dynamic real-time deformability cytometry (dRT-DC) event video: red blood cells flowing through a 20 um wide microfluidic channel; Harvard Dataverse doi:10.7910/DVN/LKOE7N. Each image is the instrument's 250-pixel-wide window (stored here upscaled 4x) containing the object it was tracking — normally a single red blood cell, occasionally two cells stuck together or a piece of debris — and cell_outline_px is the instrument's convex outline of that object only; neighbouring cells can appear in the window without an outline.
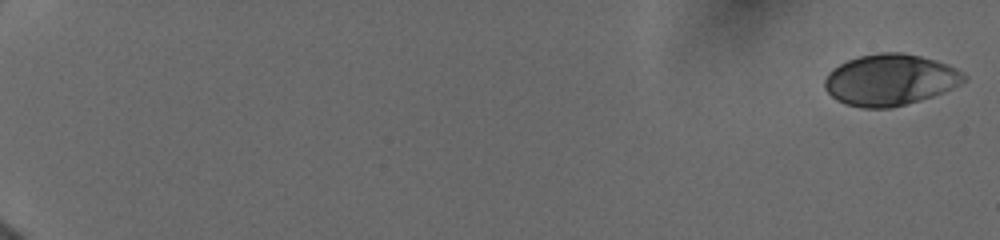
{"species": "human", "species_latin": "Homo sapiens", "temperature_condition": "cold", "stored_images_in_passage": 16, "camera_frame_rate_fps": 3000, "um_per_image_px": 0.085, "donor": {"sex": "female"}, "frame": {"image": 1, "passage_image": 1, "time_ms": 0.0, "image_size_px": [1000, 240], "cell_outline_px": [[968, 80], [952, 88], [932, 96], [920, 100], [892, 108], [860, 108], [844, 104], [836, 100], [824, 88], [824, 80], [828, 72], [832, 68], [848, 60], [860, 56], [880, 52], [900, 52], [920, 56], [948, 64], [964, 72], [968, 76]], "centroid_in_image_um": [75.66, 6.79], "position_along_channel_um": 9.3, "area_um2": 41.91}}
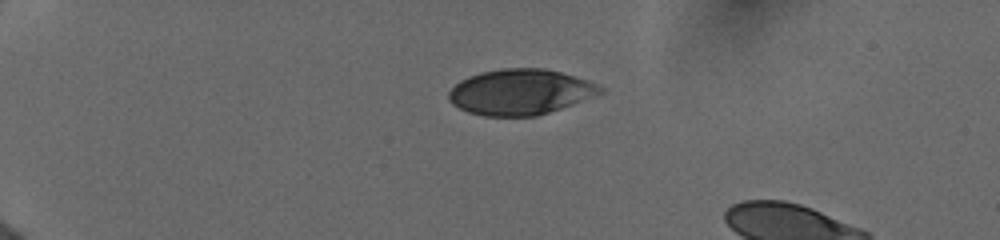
{"frame": {"image": 2, "passage_image": 13, "time_ms": 4.667, "image_size_px": [1000, 240], "cell_outline_px": [[604, 92], [596, 96], [536, 116], [484, 116], [468, 112], [452, 104], [448, 100], [448, 92], [460, 80], [468, 76], [480, 72], [500, 68], [544, 68], [576, 76], [588, 80], [604, 88]], "centroid_in_image_um": [44.22, 7.81], "position_along_channel_um": 40.8, "area_um2": 40.34}}
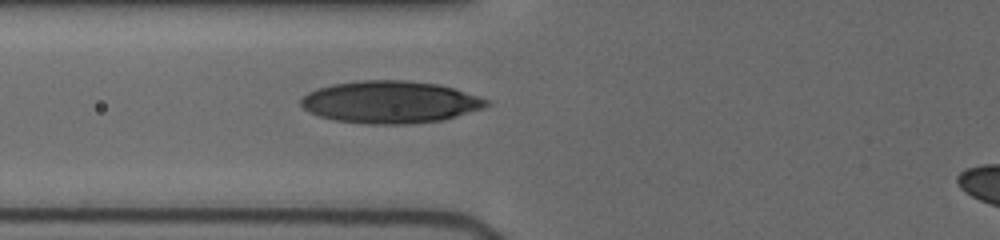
{"frame": {"image": 3, "passage_image": 16, "time_ms": 7.667, "image_size_px": [1000, 240], "cell_outline_px": [[492, 104], [484, 108], [456, 116], [440, 120], [408, 124], [368, 124], [336, 120], [320, 116], [308, 112], [300, 104], [300, 100], [308, 92], [332, 84], [360, 80], [404, 80], [440, 84], [492, 100]], "centroid_in_image_um": [33.2, 8.67], "position_along_channel_um": 92.6, "area_um2": 45.72}}